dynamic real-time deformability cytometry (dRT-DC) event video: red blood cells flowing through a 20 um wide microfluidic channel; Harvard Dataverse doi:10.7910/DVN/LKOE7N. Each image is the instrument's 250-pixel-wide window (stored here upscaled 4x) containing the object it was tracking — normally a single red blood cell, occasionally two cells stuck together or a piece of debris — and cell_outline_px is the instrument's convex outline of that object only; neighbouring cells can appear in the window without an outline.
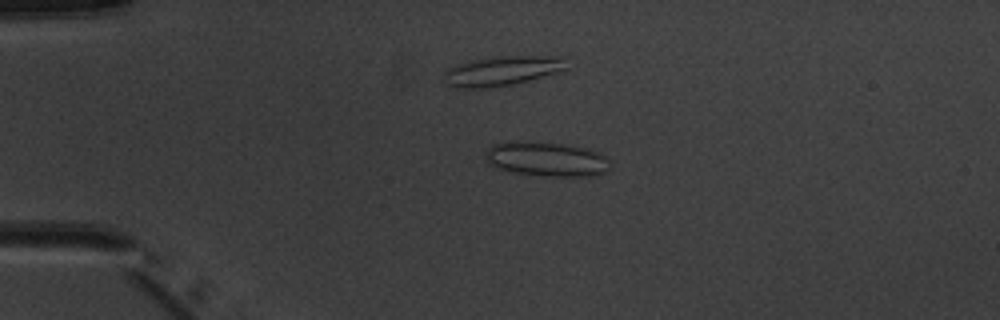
{"species": "common noctule bat (a hibernating species)", "species_latin": "Nyctalus noctula", "temperature_condition": "warm", "stored_images_in_passage": 4, "camera_frame_rate_fps": 3000, "um_per_image_px": 0.085, "animal": {"sex": "male", "body_mass_g": 20.1, "forearm_length_mm": 53.5}, "frame": {"image": 1, "passage_image": 3, "time_ms": 2.333, "image_size_px": [1000, 320], "cell_outline_px": [[612, 160], [608, 168], [604, 172], [596, 176], [544, 176], [508, 172], [496, 168], [488, 164], [484, 152], [492, 144], [520, 140], [524, 140], [564, 144], [584, 148], [600, 152]], "centroid_in_image_um": [46.43, 13.52], "position_along_channel_um": 38.6, "area_um2": 25.66}}